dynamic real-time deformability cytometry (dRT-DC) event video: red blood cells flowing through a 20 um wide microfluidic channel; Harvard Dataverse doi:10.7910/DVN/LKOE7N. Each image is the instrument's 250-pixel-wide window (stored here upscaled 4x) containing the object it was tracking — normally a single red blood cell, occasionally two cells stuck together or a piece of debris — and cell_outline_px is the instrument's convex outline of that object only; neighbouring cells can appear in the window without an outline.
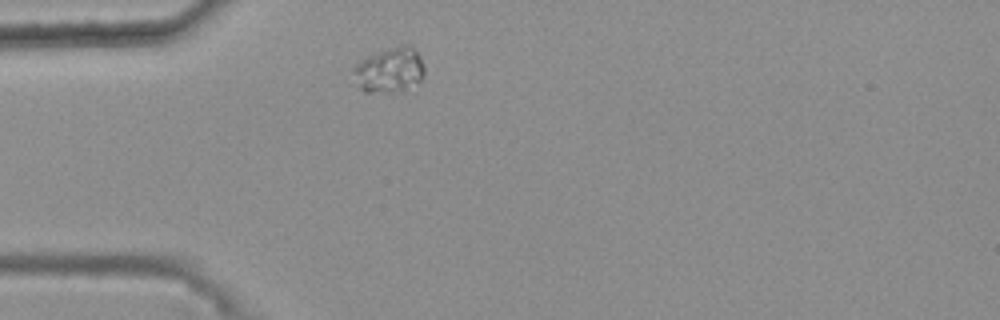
{"species": "common noctule bat (a hibernating species)", "species_latin": "Nyctalus noctula", "temperature_condition": "warm", "stored_images_in_passage": 39, "camera_frame_rate_fps": 3000, "um_per_image_px": 0.085, "animal": {"sex": "female", "body_mass_g": 25.1}, "frame": {"image": 1, "passage_image": 1, "time_ms": 0.0, "image_size_px": [1000, 320], "cell_outline_px": [[424, 72], [420, 80], [404, 88], [392, 92], [364, 92], [360, 88], [352, 68], [356, 64], [368, 56], [388, 48], [400, 44], [412, 44], [420, 56], [424, 64]], "centroid_in_image_um": [33.13, 5.91], "position_along_channel_um": 51.9, "area_um2": 18.38}}
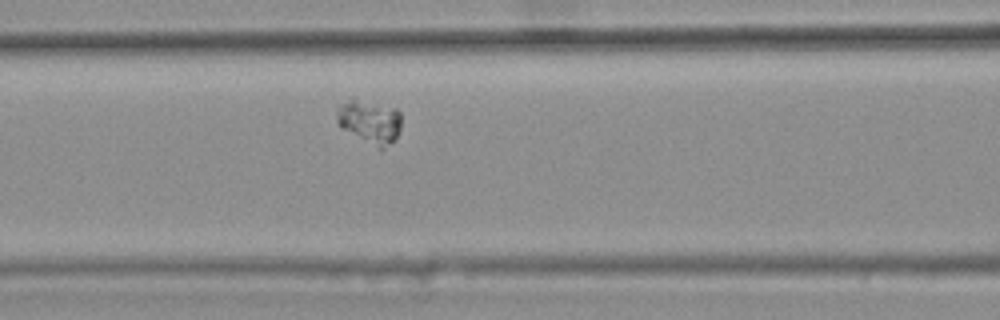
{"frame": {"image": 2, "passage_image": 9, "time_ms": 2.667, "image_size_px": [1000, 320], "cell_outline_px": [[400, 128], [396, 140], [380, 152], [340, 128], [336, 120], [336, 112], [340, 104], [352, 96], [396, 108], [400, 112]], "centroid_in_image_um": [31.4, 10.36], "position_along_channel_um": 135.2, "area_um2": 17.4}}
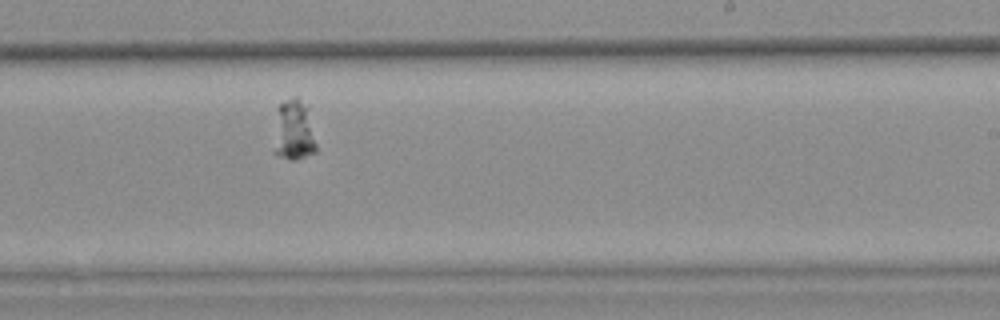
{"frame": {"image": 3, "passage_image": 20, "time_ms": 6.333, "image_size_px": [1000, 320], "cell_outline_px": [[316, 152], [296, 160], [288, 160], [276, 156], [272, 152], [276, 108], [280, 104], [296, 96], [308, 108], [316, 144]], "centroid_in_image_um": [24.92, 11.14], "position_along_channel_um": 264.1, "area_um2": 15.43}}